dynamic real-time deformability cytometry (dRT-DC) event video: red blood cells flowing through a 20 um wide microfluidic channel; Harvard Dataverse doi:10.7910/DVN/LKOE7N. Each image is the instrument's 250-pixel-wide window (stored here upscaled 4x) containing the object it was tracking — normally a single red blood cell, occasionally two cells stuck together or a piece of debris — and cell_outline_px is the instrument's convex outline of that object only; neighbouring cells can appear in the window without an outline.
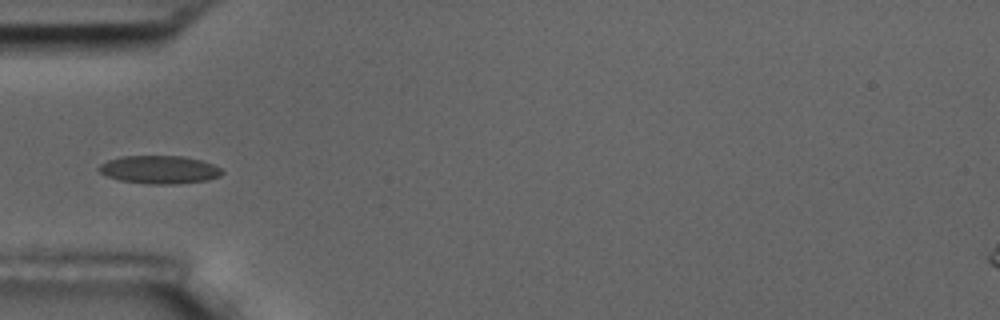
{"species": "common noctule bat (a hibernating species)", "species_latin": "Nyctalus noctula", "temperature_condition": "room temperature", "stored_images_in_passage": 10, "camera_frame_rate_fps": 3000, "um_per_image_px": 0.085, "animal": {"sex": "male", "body_mass_g": 17.5, "forearm_length_mm": 52.3}, "frame": {"image": 1, "passage_image": 5, "time_ms": 4.667, "image_size_px": [1000, 320], "cell_outline_px": [[224, 172], [220, 176], [208, 180], [176, 184], [148, 184], [120, 180], [108, 176], [100, 172], [96, 168], [100, 164], [108, 160], [120, 156], [184, 156], [200, 160], [212, 164], [220, 168]], "centroid_in_image_um": [13.54, 14.42], "position_along_channel_um": 71.5, "area_um2": 20.17}}
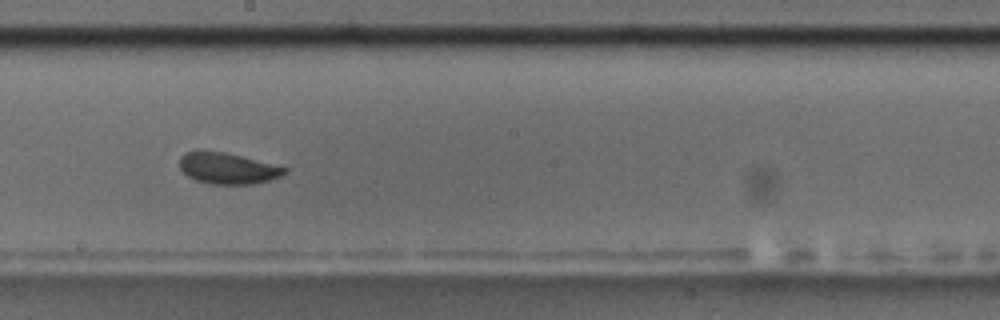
{"frame": {"image": 2, "passage_image": 9, "time_ms": 9.0, "image_size_px": [1000, 320], "cell_outline_px": [[288, 172], [280, 176], [268, 180], [252, 184], [212, 184], [196, 180], [188, 176], [180, 168], [180, 156], [184, 152], [224, 152], [288, 168]], "centroid_in_image_um": [19.35, 14.32], "position_along_channel_um": 228.8, "area_um2": 18.61}}
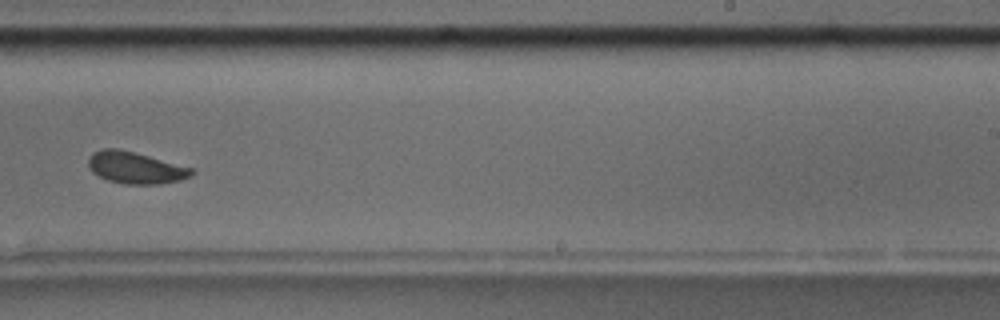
{"frame": {"image": 3, "passage_image": 10, "time_ms": 10.333, "image_size_px": [1000, 320], "cell_outline_px": [[196, 172], [180, 180], [160, 184], [124, 184], [108, 180], [92, 172], [88, 168], [88, 156], [92, 152], [100, 148], [116, 148], [136, 152], [196, 168]], "centroid_in_image_um": [11.52, 14.24], "position_along_channel_um": 277.5, "area_um2": 19.54}}